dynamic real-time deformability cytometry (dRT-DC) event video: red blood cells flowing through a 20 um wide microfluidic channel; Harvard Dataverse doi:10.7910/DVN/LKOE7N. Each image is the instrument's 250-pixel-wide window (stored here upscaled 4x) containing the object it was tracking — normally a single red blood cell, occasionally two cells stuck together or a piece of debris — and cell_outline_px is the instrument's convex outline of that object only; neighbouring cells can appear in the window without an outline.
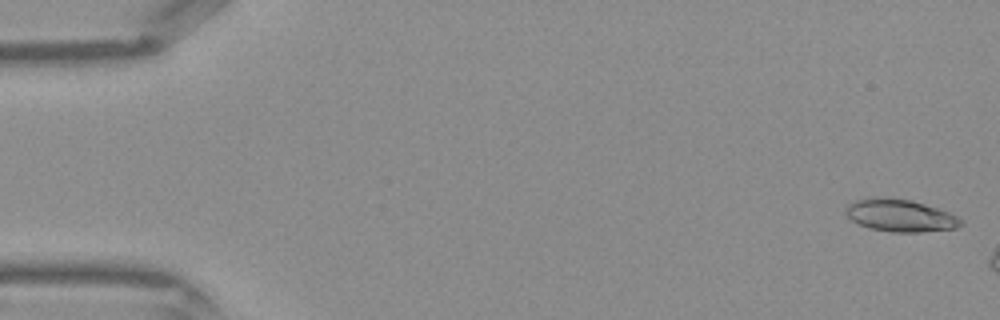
{"species": "Egyptian fruit bat (a non-hibernating species)", "species_latin": "Rousettus aegyptiacus", "temperature_condition": "warm", "stored_images_in_passage": 6, "camera_frame_rate_fps": 3000, "um_per_image_px": 0.085, "frame": {"image": 1, "passage_image": 1, "time_ms": 0.0, "image_size_px": [1000, 320], "cell_outline_px": [[964, 224], [956, 228], [920, 232], [892, 232], [868, 228], [852, 220], [844, 212], [848, 204], [856, 200], [912, 200], [948, 212], [964, 220]], "centroid_in_image_um": [76.58, 18.37], "position_along_channel_um": 8.4, "area_um2": 20.92}}